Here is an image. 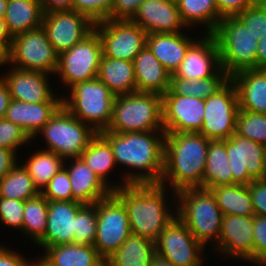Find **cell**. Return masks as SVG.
<instances>
[{
    "label": "cell",
    "instance_id": "6da1fadb",
    "mask_svg": "<svg viewBox=\"0 0 266 266\" xmlns=\"http://www.w3.org/2000/svg\"><path fill=\"white\" fill-rule=\"evenodd\" d=\"M110 145L116 165L130 167L116 189L128 184H159L164 170L165 131L99 133ZM134 171H132V170Z\"/></svg>",
    "mask_w": 266,
    "mask_h": 266
},
{
    "label": "cell",
    "instance_id": "7a4b0ae2",
    "mask_svg": "<svg viewBox=\"0 0 266 266\" xmlns=\"http://www.w3.org/2000/svg\"><path fill=\"white\" fill-rule=\"evenodd\" d=\"M167 188L160 184H128L113 190L127 209L131 234L156 241L176 217V192Z\"/></svg>",
    "mask_w": 266,
    "mask_h": 266
},
{
    "label": "cell",
    "instance_id": "3957f363",
    "mask_svg": "<svg viewBox=\"0 0 266 266\" xmlns=\"http://www.w3.org/2000/svg\"><path fill=\"white\" fill-rule=\"evenodd\" d=\"M164 170L160 185L174 192L203 188L210 139L200 133L165 132Z\"/></svg>",
    "mask_w": 266,
    "mask_h": 266
},
{
    "label": "cell",
    "instance_id": "277c9868",
    "mask_svg": "<svg viewBox=\"0 0 266 266\" xmlns=\"http://www.w3.org/2000/svg\"><path fill=\"white\" fill-rule=\"evenodd\" d=\"M176 216L205 247L219 242L223 213L211 190L187 188L176 192Z\"/></svg>",
    "mask_w": 266,
    "mask_h": 266
},
{
    "label": "cell",
    "instance_id": "5b68a950",
    "mask_svg": "<svg viewBox=\"0 0 266 266\" xmlns=\"http://www.w3.org/2000/svg\"><path fill=\"white\" fill-rule=\"evenodd\" d=\"M106 130L114 133L164 131L162 95L135 92L116 96Z\"/></svg>",
    "mask_w": 266,
    "mask_h": 266
},
{
    "label": "cell",
    "instance_id": "8992f818",
    "mask_svg": "<svg viewBox=\"0 0 266 266\" xmlns=\"http://www.w3.org/2000/svg\"><path fill=\"white\" fill-rule=\"evenodd\" d=\"M62 96V105L76 118L91 126L97 133L106 130L111 122L115 95L98 78L79 82Z\"/></svg>",
    "mask_w": 266,
    "mask_h": 266
},
{
    "label": "cell",
    "instance_id": "52a82bcc",
    "mask_svg": "<svg viewBox=\"0 0 266 266\" xmlns=\"http://www.w3.org/2000/svg\"><path fill=\"white\" fill-rule=\"evenodd\" d=\"M211 34L218 45L221 67L229 76L241 70L256 69L257 34L236 17L221 18Z\"/></svg>",
    "mask_w": 266,
    "mask_h": 266
},
{
    "label": "cell",
    "instance_id": "ba28073f",
    "mask_svg": "<svg viewBox=\"0 0 266 266\" xmlns=\"http://www.w3.org/2000/svg\"><path fill=\"white\" fill-rule=\"evenodd\" d=\"M42 135L44 150L54 152L64 160L80 157L97 132L73 116L63 105L36 134Z\"/></svg>",
    "mask_w": 266,
    "mask_h": 266
},
{
    "label": "cell",
    "instance_id": "9c48e42d",
    "mask_svg": "<svg viewBox=\"0 0 266 266\" xmlns=\"http://www.w3.org/2000/svg\"><path fill=\"white\" fill-rule=\"evenodd\" d=\"M8 64L20 70L40 71L54 76L58 67V54L41 26L12 38Z\"/></svg>",
    "mask_w": 266,
    "mask_h": 266
},
{
    "label": "cell",
    "instance_id": "30bf717a",
    "mask_svg": "<svg viewBox=\"0 0 266 266\" xmlns=\"http://www.w3.org/2000/svg\"><path fill=\"white\" fill-rule=\"evenodd\" d=\"M102 55V42L94 29L71 49L58 55L55 76L60 78L66 89L79 82L97 78Z\"/></svg>",
    "mask_w": 266,
    "mask_h": 266
},
{
    "label": "cell",
    "instance_id": "8fae6325",
    "mask_svg": "<svg viewBox=\"0 0 266 266\" xmlns=\"http://www.w3.org/2000/svg\"><path fill=\"white\" fill-rule=\"evenodd\" d=\"M95 205L97 226L94 247L106 261L131 234L129 218L123 202L113 192Z\"/></svg>",
    "mask_w": 266,
    "mask_h": 266
},
{
    "label": "cell",
    "instance_id": "7c38bea8",
    "mask_svg": "<svg viewBox=\"0 0 266 266\" xmlns=\"http://www.w3.org/2000/svg\"><path fill=\"white\" fill-rule=\"evenodd\" d=\"M239 103L234 84L229 80L205 99V114L200 134L210 140H225L236 131Z\"/></svg>",
    "mask_w": 266,
    "mask_h": 266
},
{
    "label": "cell",
    "instance_id": "4fadbf2b",
    "mask_svg": "<svg viewBox=\"0 0 266 266\" xmlns=\"http://www.w3.org/2000/svg\"><path fill=\"white\" fill-rule=\"evenodd\" d=\"M103 56L132 61L146 46L147 32L131 20H104L95 23Z\"/></svg>",
    "mask_w": 266,
    "mask_h": 266
},
{
    "label": "cell",
    "instance_id": "5bb4252c",
    "mask_svg": "<svg viewBox=\"0 0 266 266\" xmlns=\"http://www.w3.org/2000/svg\"><path fill=\"white\" fill-rule=\"evenodd\" d=\"M156 253L174 266H202L206 258L205 246L197 241L190 230L176 216L155 241Z\"/></svg>",
    "mask_w": 266,
    "mask_h": 266
},
{
    "label": "cell",
    "instance_id": "9a60e30c",
    "mask_svg": "<svg viewBox=\"0 0 266 266\" xmlns=\"http://www.w3.org/2000/svg\"><path fill=\"white\" fill-rule=\"evenodd\" d=\"M41 26L59 55L88 36L94 30L95 23L77 11L61 10L44 13Z\"/></svg>",
    "mask_w": 266,
    "mask_h": 266
},
{
    "label": "cell",
    "instance_id": "2e32d148",
    "mask_svg": "<svg viewBox=\"0 0 266 266\" xmlns=\"http://www.w3.org/2000/svg\"><path fill=\"white\" fill-rule=\"evenodd\" d=\"M226 151L233 184L249 185L253 180L262 179L266 146L234 133L226 139Z\"/></svg>",
    "mask_w": 266,
    "mask_h": 266
},
{
    "label": "cell",
    "instance_id": "e0dca14e",
    "mask_svg": "<svg viewBox=\"0 0 266 266\" xmlns=\"http://www.w3.org/2000/svg\"><path fill=\"white\" fill-rule=\"evenodd\" d=\"M253 216L225 215L214 253L254 265ZM217 249V250H216ZM233 257V258H232Z\"/></svg>",
    "mask_w": 266,
    "mask_h": 266
},
{
    "label": "cell",
    "instance_id": "ac0fdd59",
    "mask_svg": "<svg viewBox=\"0 0 266 266\" xmlns=\"http://www.w3.org/2000/svg\"><path fill=\"white\" fill-rule=\"evenodd\" d=\"M162 111L165 132L199 133L203 126L205 99L162 95Z\"/></svg>",
    "mask_w": 266,
    "mask_h": 266
},
{
    "label": "cell",
    "instance_id": "d6986e66",
    "mask_svg": "<svg viewBox=\"0 0 266 266\" xmlns=\"http://www.w3.org/2000/svg\"><path fill=\"white\" fill-rule=\"evenodd\" d=\"M220 68V52L216 40L212 34L205 33L189 46L184 60L170 78L200 80L213 76Z\"/></svg>",
    "mask_w": 266,
    "mask_h": 266
},
{
    "label": "cell",
    "instance_id": "ffe728a7",
    "mask_svg": "<svg viewBox=\"0 0 266 266\" xmlns=\"http://www.w3.org/2000/svg\"><path fill=\"white\" fill-rule=\"evenodd\" d=\"M5 72V76H0L8 85L11 99L27 103L62 101L63 95L57 96L50 85L51 75L40 71L20 70L12 66Z\"/></svg>",
    "mask_w": 266,
    "mask_h": 266
},
{
    "label": "cell",
    "instance_id": "44dd1931",
    "mask_svg": "<svg viewBox=\"0 0 266 266\" xmlns=\"http://www.w3.org/2000/svg\"><path fill=\"white\" fill-rule=\"evenodd\" d=\"M132 22L150 33H180L188 29L183 23L175 2L169 0H144Z\"/></svg>",
    "mask_w": 266,
    "mask_h": 266
},
{
    "label": "cell",
    "instance_id": "7402d4cb",
    "mask_svg": "<svg viewBox=\"0 0 266 266\" xmlns=\"http://www.w3.org/2000/svg\"><path fill=\"white\" fill-rule=\"evenodd\" d=\"M84 205L78 201H48L47 227L36 246L45 249L60 244H73L75 215Z\"/></svg>",
    "mask_w": 266,
    "mask_h": 266
},
{
    "label": "cell",
    "instance_id": "603a6c76",
    "mask_svg": "<svg viewBox=\"0 0 266 266\" xmlns=\"http://www.w3.org/2000/svg\"><path fill=\"white\" fill-rule=\"evenodd\" d=\"M66 160L70 161L69 166H67ZM66 160L63 167L70 177L73 201L95 204L113 192L80 157Z\"/></svg>",
    "mask_w": 266,
    "mask_h": 266
},
{
    "label": "cell",
    "instance_id": "cb8c5ba5",
    "mask_svg": "<svg viewBox=\"0 0 266 266\" xmlns=\"http://www.w3.org/2000/svg\"><path fill=\"white\" fill-rule=\"evenodd\" d=\"M61 106L62 101L27 103L11 99L4 118L21 127L35 140L36 134Z\"/></svg>",
    "mask_w": 266,
    "mask_h": 266
},
{
    "label": "cell",
    "instance_id": "d4e9b609",
    "mask_svg": "<svg viewBox=\"0 0 266 266\" xmlns=\"http://www.w3.org/2000/svg\"><path fill=\"white\" fill-rule=\"evenodd\" d=\"M239 110L266 114V69H245L232 76Z\"/></svg>",
    "mask_w": 266,
    "mask_h": 266
},
{
    "label": "cell",
    "instance_id": "484cf974",
    "mask_svg": "<svg viewBox=\"0 0 266 266\" xmlns=\"http://www.w3.org/2000/svg\"><path fill=\"white\" fill-rule=\"evenodd\" d=\"M189 33H150L147 34L146 46L172 75L185 58L189 46L196 40ZM193 39H192V38Z\"/></svg>",
    "mask_w": 266,
    "mask_h": 266
},
{
    "label": "cell",
    "instance_id": "4316f807",
    "mask_svg": "<svg viewBox=\"0 0 266 266\" xmlns=\"http://www.w3.org/2000/svg\"><path fill=\"white\" fill-rule=\"evenodd\" d=\"M137 92L165 94L169 90L171 74L145 46L134 58Z\"/></svg>",
    "mask_w": 266,
    "mask_h": 266
},
{
    "label": "cell",
    "instance_id": "83f0119b",
    "mask_svg": "<svg viewBox=\"0 0 266 266\" xmlns=\"http://www.w3.org/2000/svg\"><path fill=\"white\" fill-rule=\"evenodd\" d=\"M44 250L40 258L49 266H106L94 245L60 244Z\"/></svg>",
    "mask_w": 266,
    "mask_h": 266
},
{
    "label": "cell",
    "instance_id": "f1b7e54d",
    "mask_svg": "<svg viewBox=\"0 0 266 266\" xmlns=\"http://www.w3.org/2000/svg\"><path fill=\"white\" fill-rule=\"evenodd\" d=\"M97 78L115 95L137 92L134 64L129 60L102 55Z\"/></svg>",
    "mask_w": 266,
    "mask_h": 266
},
{
    "label": "cell",
    "instance_id": "f546056e",
    "mask_svg": "<svg viewBox=\"0 0 266 266\" xmlns=\"http://www.w3.org/2000/svg\"><path fill=\"white\" fill-rule=\"evenodd\" d=\"M43 16L40 0H7L4 20L12 38L41 27Z\"/></svg>",
    "mask_w": 266,
    "mask_h": 266
},
{
    "label": "cell",
    "instance_id": "4dcf8cb0",
    "mask_svg": "<svg viewBox=\"0 0 266 266\" xmlns=\"http://www.w3.org/2000/svg\"><path fill=\"white\" fill-rule=\"evenodd\" d=\"M155 254V241L130 234L105 263L106 266H151Z\"/></svg>",
    "mask_w": 266,
    "mask_h": 266
},
{
    "label": "cell",
    "instance_id": "1f68e13d",
    "mask_svg": "<svg viewBox=\"0 0 266 266\" xmlns=\"http://www.w3.org/2000/svg\"><path fill=\"white\" fill-rule=\"evenodd\" d=\"M223 185H233L231 165L226 151V139L210 140L203 175V188L211 190L213 187Z\"/></svg>",
    "mask_w": 266,
    "mask_h": 266
},
{
    "label": "cell",
    "instance_id": "d6a6232c",
    "mask_svg": "<svg viewBox=\"0 0 266 266\" xmlns=\"http://www.w3.org/2000/svg\"><path fill=\"white\" fill-rule=\"evenodd\" d=\"M176 4L188 31L202 25L205 33L211 34L221 20L215 0H178Z\"/></svg>",
    "mask_w": 266,
    "mask_h": 266
},
{
    "label": "cell",
    "instance_id": "836d02e7",
    "mask_svg": "<svg viewBox=\"0 0 266 266\" xmlns=\"http://www.w3.org/2000/svg\"><path fill=\"white\" fill-rule=\"evenodd\" d=\"M230 76L221 67L213 76L204 79L170 78L169 90L163 95L194 96L206 99L215 94Z\"/></svg>",
    "mask_w": 266,
    "mask_h": 266
},
{
    "label": "cell",
    "instance_id": "e575fe53",
    "mask_svg": "<svg viewBox=\"0 0 266 266\" xmlns=\"http://www.w3.org/2000/svg\"><path fill=\"white\" fill-rule=\"evenodd\" d=\"M217 205L225 215L254 216L252 197L248 185L233 184L211 189Z\"/></svg>",
    "mask_w": 266,
    "mask_h": 266
},
{
    "label": "cell",
    "instance_id": "d590c367",
    "mask_svg": "<svg viewBox=\"0 0 266 266\" xmlns=\"http://www.w3.org/2000/svg\"><path fill=\"white\" fill-rule=\"evenodd\" d=\"M80 158L84 160L107 186L112 190L116 189V184L109 181V175L113 168L117 167L115 157L111 145L99 133L91 140Z\"/></svg>",
    "mask_w": 266,
    "mask_h": 266
},
{
    "label": "cell",
    "instance_id": "8d00e7d4",
    "mask_svg": "<svg viewBox=\"0 0 266 266\" xmlns=\"http://www.w3.org/2000/svg\"><path fill=\"white\" fill-rule=\"evenodd\" d=\"M31 156L26 155L27 161L21 162L33 179L35 187L41 193L47 186L51 178L64 166V159L44 149L31 152Z\"/></svg>",
    "mask_w": 266,
    "mask_h": 266
},
{
    "label": "cell",
    "instance_id": "74e56055",
    "mask_svg": "<svg viewBox=\"0 0 266 266\" xmlns=\"http://www.w3.org/2000/svg\"><path fill=\"white\" fill-rule=\"evenodd\" d=\"M39 194L33 179L19 160L0 180V197L25 201Z\"/></svg>",
    "mask_w": 266,
    "mask_h": 266
},
{
    "label": "cell",
    "instance_id": "f35d334b",
    "mask_svg": "<svg viewBox=\"0 0 266 266\" xmlns=\"http://www.w3.org/2000/svg\"><path fill=\"white\" fill-rule=\"evenodd\" d=\"M48 200L40 193L24 201L22 233L31 242L37 243L47 227Z\"/></svg>",
    "mask_w": 266,
    "mask_h": 266
},
{
    "label": "cell",
    "instance_id": "ab89813d",
    "mask_svg": "<svg viewBox=\"0 0 266 266\" xmlns=\"http://www.w3.org/2000/svg\"><path fill=\"white\" fill-rule=\"evenodd\" d=\"M235 133L266 146V114L239 110Z\"/></svg>",
    "mask_w": 266,
    "mask_h": 266
},
{
    "label": "cell",
    "instance_id": "60d3db41",
    "mask_svg": "<svg viewBox=\"0 0 266 266\" xmlns=\"http://www.w3.org/2000/svg\"><path fill=\"white\" fill-rule=\"evenodd\" d=\"M97 211L95 204H85L75 215L73 244L94 245L96 239Z\"/></svg>",
    "mask_w": 266,
    "mask_h": 266
},
{
    "label": "cell",
    "instance_id": "b9f144b4",
    "mask_svg": "<svg viewBox=\"0 0 266 266\" xmlns=\"http://www.w3.org/2000/svg\"><path fill=\"white\" fill-rule=\"evenodd\" d=\"M246 28L257 34V40L266 33V0H256L248 9L235 16Z\"/></svg>",
    "mask_w": 266,
    "mask_h": 266
},
{
    "label": "cell",
    "instance_id": "7bdbcfd3",
    "mask_svg": "<svg viewBox=\"0 0 266 266\" xmlns=\"http://www.w3.org/2000/svg\"><path fill=\"white\" fill-rule=\"evenodd\" d=\"M41 194L48 201H73L70 177L64 167L51 178Z\"/></svg>",
    "mask_w": 266,
    "mask_h": 266
},
{
    "label": "cell",
    "instance_id": "ee69618b",
    "mask_svg": "<svg viewBox=\"0 0 266 266\" xmlns=\"http://www.w3.org/2000/svg\"><path fill=\"white\" fill-rule=\"evenodd\" d=\"M30 141L32 139L21 127L5 118L0 119V147L8 148L17 154L18 149L28 145Z\"/></svg>",
    "mask_w": 266,
    "mask_h": 266
},
{
    "label": "cell",
    "instance_id": "f6af8a7d",
    "mask_svg": "<svg viewBox=\"0 0 266 266\" xmlns=\"http://www.w3.org/2000/svg\"><path fill=\"white\" fill-rule=\"evenodd\" d=\"M113 0H73L72 10L88 16L94 23L107 20Z\"/></svg>",
    "mask_w": 266,
    "mask_h": 266
},
{
    "label": "cell",
    "instance_id": "bcb514c9",
    "mask_svg": "<svg viewBox=\"0 0 266 266\" xmlns=\"http://www.w3.org/2000/svg\"><path fill=\"white\" fill-rule=\"evenodd\" d=\"M24 201L0 197V222L22 232Z\"/></svg>",
    "mask_w": 266,
    "mask_h": 266
},
{
    "label": "cell",
    "instance_id": "7dc6e473",
    "mask_svg": "<svg viewBox=\"0 0 266 266\" xmlns=\"http://www.w3.org/2000/svg\"><path fill=\"white\" fill-rule=\"evenodd\" d=\"M254 265L266 255V216H253Z\"/></svg>",
    "mask_w": 266,
    "mask_h": 266
},
{
    "label": "cell",
    "instance_id": "c3c4849f",
    "mask_svg": "<svg viewBox=\"0 0 266 266\" xmlns=\"http://www.w3.org/2000/svg\"><path fill=\"white\" fill-rule=\"evenodd\" d=\"M144 0H113L107 20H131Z\"/></svg>",
    "mask_w": 266,
    "mask_h": 266
},
{
    "label": "cell",
    "instance_id": "681fc988",
    "mask_svg": "<svg viewBox=\"0 0 266 266\" xmlns=\"http://www.w3.org/2000/svg\"><path fill=\"white\" fill-rule=\"evenodd\" d=\"M255 215L266 216V181L253 180L248 185Z\"/></svg>",
    "mask_w": 266,
    "mask_h": 266
},
{
    "label": "cell",
    "instance_id": "f907efd6",
    "mask_svg": "<svg viewBox=\"0 0 266 266\" xmlns=\"http://www.w3.org/2000/svg\"><path fill=\"white\" fill-rule=\"evenodd\" d=\"M256 0H215L219 16L235 17L248 9Z\"/></svg>",
    "mask_w": 266,
    "mask_h": 266
},
{
    "label": "cell",
    "instance_id": "816d5d0a",
    "mask_svg": "<svg viewBox=\"0 0 266 266\" xmlns=\"http://www.w3.org/2000/svg\"><path fill=\"white\" fill-rule=\"evenodd\" d=\"M4 246L0 244V266H33L34 259H26L19 251Z\"/></svg>",
    "mask_w": 266,
    "mask_h": 266
},
{
    "label": "cell",
    "instance_id": "f5cc1de1",
    "mask_svg": "<svg viewBox=\"0 0 266 266\" xmlns=\"http://www.w3.org/2000/svg\"><path fill=\"white\" fill-rule=\"evenodd\" d=\"M19 155L14 151L0 147V180L12 169L18 162Z\"/></svg>",
    "mask_w": 266,
    "mask_h": 266
},
{
    "label": "cell",
    "instance_id": "db71d44e",
    "mask_svg": "<svg viewBox=\"0 0 266 266\" xmlns=\"http://www.w3.org/2000/svg\"><path fill=\"white\" fill-rule=\"evenodd\" d=\"M44 13L72 10L73 0H40Z\"/></svg>",
    "mask_w": 266,
    "mask_h": 266
},
{
    "label": "cell",
    "instance_id": "11a10c76",
    "mask_svg": "<svg viewBox=\"0 0 266 266\" xmlns=\"http://www.w3.org/2000/svg\"><path fill=\"white\" fill-rule=\"evenodd\" d=\"M10 101L11 95L8 85L0 76V119L5 117Z\"/></svg>",
    "mask_w": 266,
    "mask_h": 266
},
{
    "label": "cell",
    "instance_id": "9f6ffc18",
    "mask_svg": "<svg viewBox=\"0 0 266 266\" xmlns=\"http://www.w3.org/2000/svg\"><path fill=\"white\" fill-rule=\"evenodd\" d=\"M256 69H266V33H264L263 38L258 41Z\"/></svg>",
    "mask_w": 266,
    "mask_h": 266
},
{
    "label": "cell",
    "instance_id": "6f0895ef",
    "mask_svg": "<svg viewBox=\"0 0 266 266\" xmlns=\"http://www.w3.org/2000/svg\"><path fill=\"white\" fill-rule=\"evenodd\" d=\"M12 37L9 34L4 17H0V44L9 51L11 46Z\"/></svg>",
    "mask_w": 266,
    "mask_h": 266
},
{
    "label": "cell",
    "instance_id": "680465c9",
    "mask_svg": "<svg viewBox=\"0 0 266 266\" xmlns=\"http://www.w3.org/2000/svg\"><path fill=\"white\" fill-rule=\"evenodd\" d=\"M151 266H174V264L156 253L152 258Z\"/></svg>",
    "mask_w": 266,
    "mask_h": 266
},
{
    "label": "cell",
    "instance_id": "91938a15",
    "mask_svg": "<svg viewBox=\"0 0 266 266\" xmlns=\"http://www.w3.org/2000/svg\"><path fill=\"white\" fill-rule=\"evenodd\" d=\"M8 65V51L0 44V66Z\"/></svg>",
    "mask_w": 266,
    "mask_h": 266
},
{
    "label": "cell",
    "instance_id": "94428289",
    "mask_svg": "<svg viewBox=\"0 0 266 266\" xmlns=\"http://www.w3.org/2000/svg\"><path fill=\"white\" fill-rule=\"evenodd\" d=\"M7 7V0H0V17H4Z\"/></svg>",
    "mask_w": 266,
    "mask_h": 266
},
{
    "label": "cell",
    "instance_id": "6125c7cd",
    "mask_svg": "<svg viewBox=\"0 0 266 266\" xmlns=\"http://www.w3.org/2000/svg\"><path fill=\"white\" fill-rule=\"evenodd\" d=\"M36 258L37 259L33 262V266H49L39 257V255Z\"/></svg>",
    "mask_w": 266,
    "mask_h": 266
},
{
    "label": "cell",
    "instance_id": "be15d7a7",
    "mask_svg": "<svg viewBox=\"0 0 266 266\" xmlns=\"http://www.w3.org/2000/svg\"><path fill=\"white\" fill-rule=\"evenodd\" d=\"M255 266H266V255Z\"/></svg>",
    "mask_w": 266,
    "mask_h": 266
},
{
    "label": "cell",
    "instance_id": "e7e4bbea",
    "mask_svg": "<svg viewBox=\"0 0 266 266\" xmlns=\"http://www.w3.org/2000/svg\"><path fill=\"white\" fill-rule=\"evenodd\" d=\"M262 180L266 181V152H265V158H264V173L262 176Z\"/></svg>",
    "mask_w": 266,
    "mask_h": 266
}]
</instances>
